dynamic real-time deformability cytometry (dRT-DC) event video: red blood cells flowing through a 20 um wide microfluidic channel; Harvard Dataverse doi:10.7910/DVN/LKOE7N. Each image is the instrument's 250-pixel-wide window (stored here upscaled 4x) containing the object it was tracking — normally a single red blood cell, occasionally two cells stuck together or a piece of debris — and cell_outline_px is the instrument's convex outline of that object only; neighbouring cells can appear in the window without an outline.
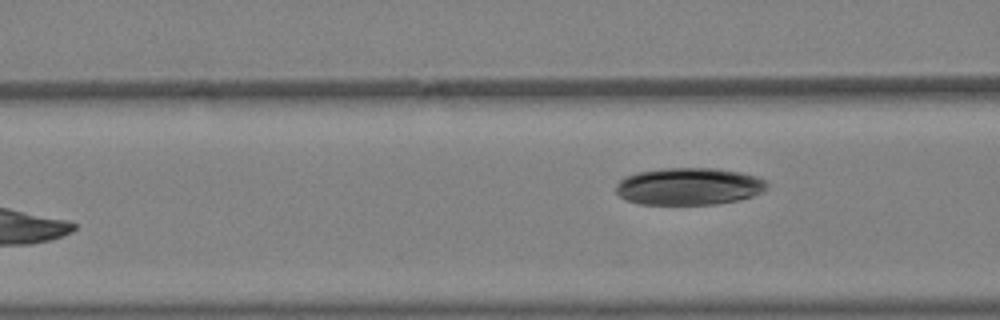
{"species": "Egyptian fruit bat (a non-hibernating species)", "species_latin": "Rousettus aegyptiacus", "temperature_condition": "warm", "stored_images_in_passage": 4, "camera_frame_rate_fps": 3000, "um_per_image_px": 0.085, "animal": {"sex": "female"}, "frame": {"image": 1, "passage_image": 3, "time_ms": 0.667, "image_size_px": [1000, 320], "cell_outline_px": [[768, 188], [764, 192], [752, 196], [736, 200], [716, 204], [640, 204], [628, 200], [620, 196], [616, 192], [616, 184], [624, 176], [636, 172], [664, 168], [716, 168], [740, 172], [756, 176], [764, 180], [768, 184]], "centroid_in_image_um": [58.56, 15.83], "position_along_channel_um": 108.0, "area_um2": 32.83}}
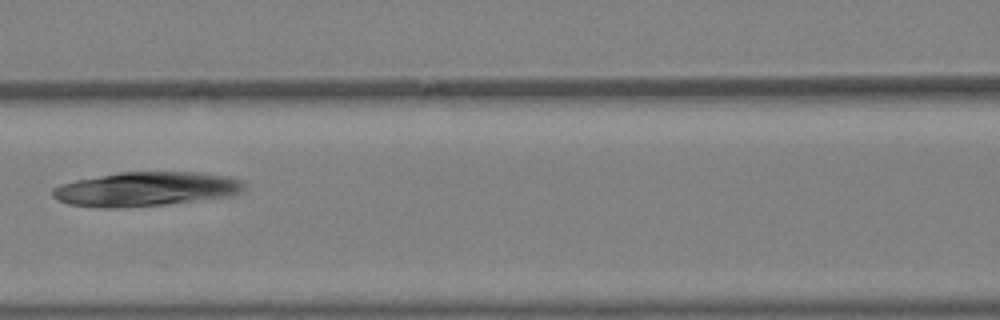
{"frame": {"image": 2, "passage_image": 4, "time_ms": 1.0, "image_size_px": [1000, 320], "cell_outline_px": [[244, 188], [240, 192], [232, 196], [164, 204], [116, 208], [104, 208], [68, 204], [56, 200], [52, 196], [52, 188], [60, 184], [76, 180], [120, 172], [200, 172], [228, 176], [240, 180], [244, 184]], "centroid_in_image_um": [12.38, 16.07], "position_along_channel_um": 154.2, "area_um2": 38.21}}